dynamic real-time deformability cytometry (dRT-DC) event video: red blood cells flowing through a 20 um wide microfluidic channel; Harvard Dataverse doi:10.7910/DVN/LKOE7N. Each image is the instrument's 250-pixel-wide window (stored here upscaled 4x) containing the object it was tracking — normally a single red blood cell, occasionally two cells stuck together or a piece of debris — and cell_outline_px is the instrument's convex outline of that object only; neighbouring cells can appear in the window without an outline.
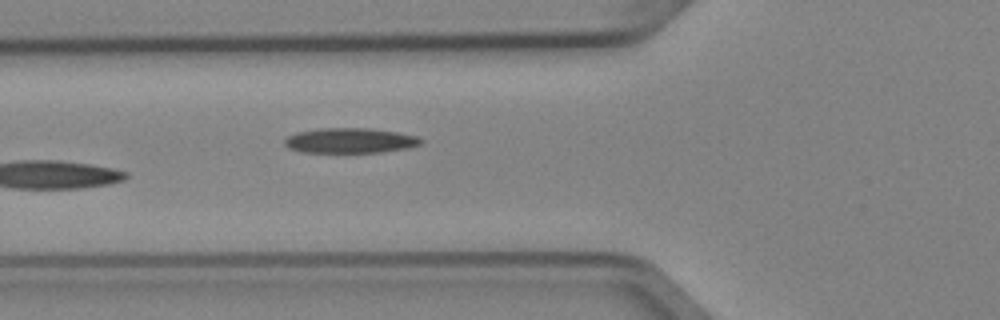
{"species": "Egyptian fruit bat (a non-hibernating species)", "species_latin": "Rousettus aegyptiacus", "temperature_condition": "cold", "stored_images_in_passage": 6, "camera_frame_rate_fps": 3000, "um_per_image_px": 0.085, "animal": {"sex": "female"}, "frame": {"image": 1, "passage_image": 6, "time_ms": 1.667, "image_size_px": [1000, 320], "cell_outline_px": [[424, 140], [420, 144], [404, 148], [380, 152], [300, 152], [288, 148], [284, 144], [284, 140], [288, 136], [296, 132], [316, 128], [372, 128], [396, 132], [416, 136]], "centroid_in_image_um": [29.69, 11.94], "position_along_channel_um": 96.1, "area_um2": 19.88}}